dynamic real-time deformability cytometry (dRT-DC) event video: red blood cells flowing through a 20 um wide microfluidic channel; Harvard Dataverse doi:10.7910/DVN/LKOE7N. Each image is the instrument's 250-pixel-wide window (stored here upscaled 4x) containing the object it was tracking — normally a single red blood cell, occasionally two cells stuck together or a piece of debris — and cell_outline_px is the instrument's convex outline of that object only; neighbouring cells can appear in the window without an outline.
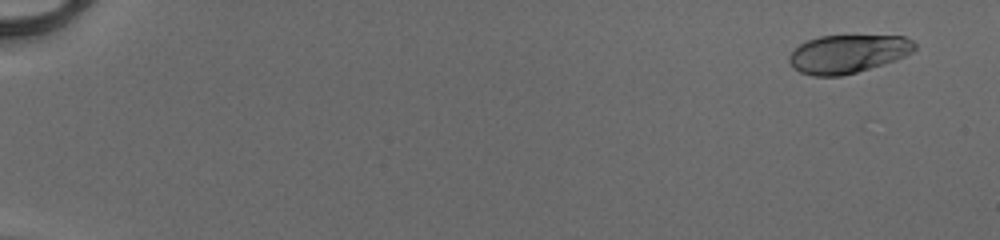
{"species": "human", "species_latin": "Homo sapiens", "temperature_condition": "cold", "stored_images_in_passage": 53, "camera_frame_rate_fps": 3000, "um_per_image_px": 0.085, "donor": {"sex": "male"}, "frame": {"image": 1, "passage_image": 4, "time_ms": 1.0, "image_size_px": [1000, 240], "cell_outline_px": [[916, 48], [912, 52], [896, 60], [856, 72], [840, 76], [812, 76], [800, 72], [792, 68], [788, 60], [788, 56], [800, 44], [808, 40], [820, 36], [904, 36], [912, 40], [916, 44]], "centroid_in_image_um": [72.05, 4.58], "position_along_channel_um": 12.9, "area_um2": 27.92}}
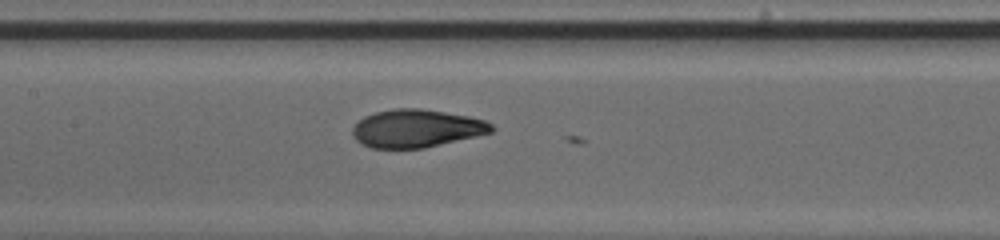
{"frame": {"image": 2, "passage_image": 29, "time_ms": 9.333, "image_size_px": [1000, 240], "cell_outline_px": [[496, 128], [492, 132], [476, 136], [424, 148], [372, 148], [360, 144], [352, 136], [352, 128], [356, 120], [364, 116], [376, 112], [392, 108], [420, 108], [468, 116], [484, 120], [492, 124]], "centroid_in_image_um": [35.35, 10.91], "position_along_channel_um": 172.0, "area_um2": 30.92}}
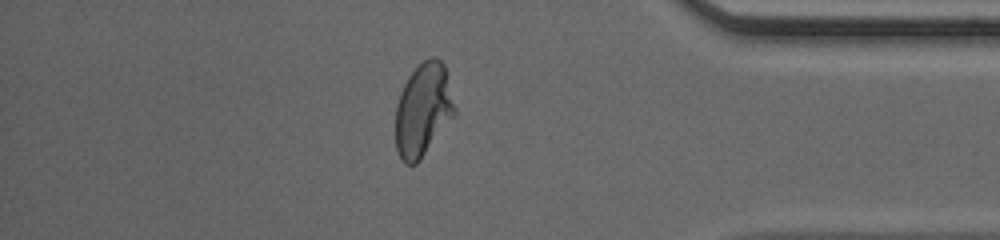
{"frame": {"image": 3, "passage_image": 47, "time_ms": 15.333, "image_size_px": [1000, 240], "cell_outline_px": [[456, 116], [420, 160], [416, 164], [404, 164], [396, 148], [396, 104], [400, 92], [408, 76], [428, 56], [436, 56], [444, 64], [456, 108]], "centroid_in_image_um": [35.99, 9.34], "position_along_channel_um": 399.2, "area_um2": 32.43}, "authors_computed_cell_mechanics": {"area_um2": 30.923, "velocity_mm_per_s": 4.1226, "shape_relaxation_time_tau1_ms": 4.967, "shape_relaxation_time_tau2_ms": 0.6774, "deformation_change_tau1": 0.1944, "deformation_change_tau2": 0.056}}